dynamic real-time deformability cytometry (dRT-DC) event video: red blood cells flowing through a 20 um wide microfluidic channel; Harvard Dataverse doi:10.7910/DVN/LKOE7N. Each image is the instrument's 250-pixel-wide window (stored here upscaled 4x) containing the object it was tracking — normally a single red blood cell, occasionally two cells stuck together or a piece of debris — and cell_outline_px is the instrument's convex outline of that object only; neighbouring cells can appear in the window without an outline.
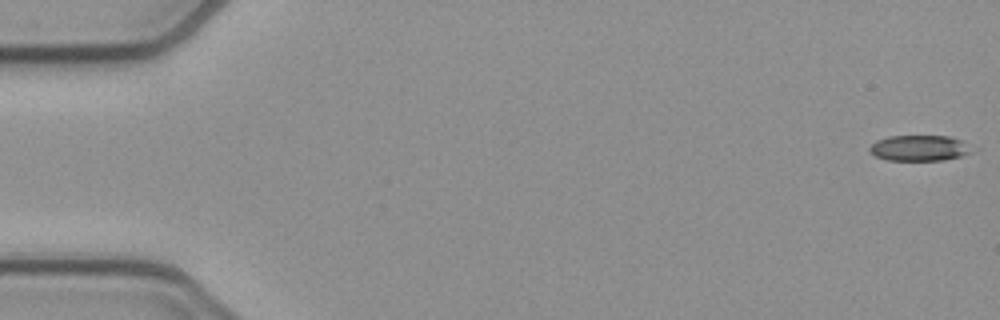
{"species": "common noctule bat (a hibernating species)", "species_latin": "Nyctalus noctula", "temperature_condition": "cold", "stored_images_in_passage": 11, "camera_frame_rate_fps": 3000, "um_per_image_px": 0.085, "animal": {"sex": "female", "body_mass_g": 21.9}, "frame": {"image": 1, "passage_image": 1, "time_ms": 0.0, "image_size_px": [1000, 320], "cell_outline_px": [[972, 152], [960, 156], [944, 160], [888, 160], [876, 156], [868, 148], [876, 140], [888, 136], [948, 136], [960, 140]], "centroid_in_image_um": [78.08, 12.58], "position_along_channel_um": 6.9, "area_um2": 14.97}}